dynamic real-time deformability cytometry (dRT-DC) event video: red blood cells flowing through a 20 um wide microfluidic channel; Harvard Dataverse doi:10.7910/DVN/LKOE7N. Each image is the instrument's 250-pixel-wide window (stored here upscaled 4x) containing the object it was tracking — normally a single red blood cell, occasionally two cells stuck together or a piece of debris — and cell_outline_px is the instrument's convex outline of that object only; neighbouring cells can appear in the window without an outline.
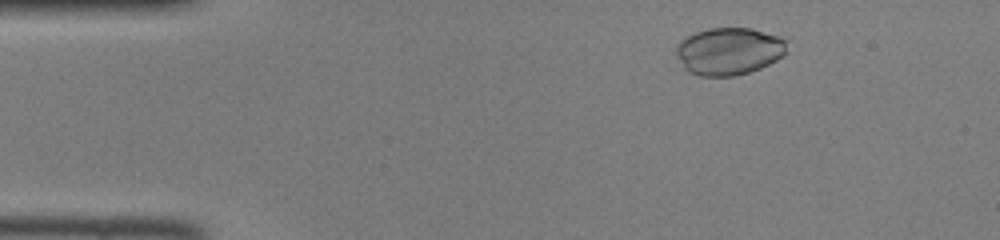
{"species": "common noctule bat (a hibernating species)", "species_latin": "Nyctalus noctula", "temperature_condition": "room temperature", "stored_images_in_passage": 45, "camera_frame_rate_fps": 3000, "um_per_image_px": 0.085, "animal": {"sex": "female", "body_mass_g": 22.0, "forearm_length_mm": 56.7}, "frame": {"image": 1, "passage_image": 5, "time_ms": 1.333, "image_size_px": [1000, 240], "cell_outline_px": [[788, 52], [776, 60], [760, 68], [748, 72], [732, 76], [700, 76], [688, 72], [684, 68], [676, 56], [676, 44], [684, 36], [708, 28], [752, 28], [780, 36], [788, 40]], "centroid_in_image_um": [61.97, 4.34], "position_along_channel_um": 23.0, "area_um2": 31.04}}
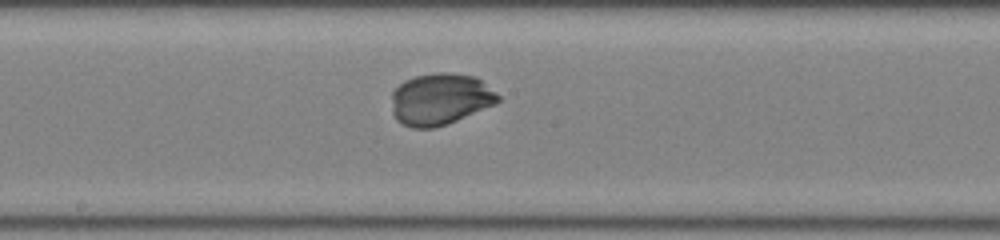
{"frame": {"image": 2, "passage_image": 23, "time_ms": 7.333, "image_size_px": [1000, 240], "cell_outline_px": [[500, 100], [496, 104], [456, 120], [432, 128], [412, 128], [396, 120], [392, 112], [392, 92], [404, 80], [416, 76], [436, 72], [448, 72], [476, 76], [496, 92], [500, 96]], "centroid_in_image_um": [37.42, 8.41], "position_along_channel_um": 210.8, "area_um2": 32.02}}
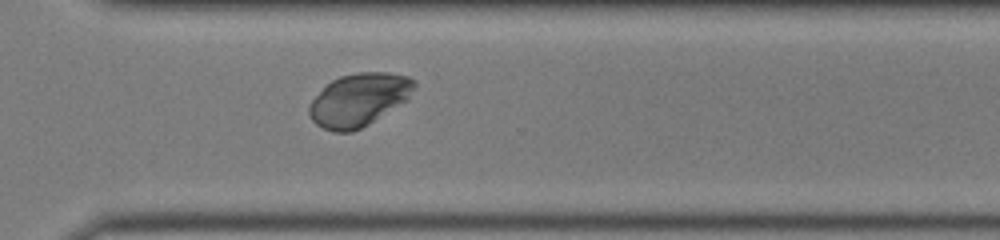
{"frame": {"image": 3, "passage_image": 32, "time_ms": 10.333, "image_size_px": [1000, 240], "cell_outline_px": [[416, 88], [408, 100], [368, 124], [352, 132], [332, 132], [316, 124], [312, 120], [308, 112], [308, 108], [312, 100], [332, 80], [340, 76], [356, 72], [388, 72], [408, 76], [416, 80]], "centroid_in_image_um": [30.54, 8.47], "position_along_channel_um": 340.1, "area_um2": 32.43}}